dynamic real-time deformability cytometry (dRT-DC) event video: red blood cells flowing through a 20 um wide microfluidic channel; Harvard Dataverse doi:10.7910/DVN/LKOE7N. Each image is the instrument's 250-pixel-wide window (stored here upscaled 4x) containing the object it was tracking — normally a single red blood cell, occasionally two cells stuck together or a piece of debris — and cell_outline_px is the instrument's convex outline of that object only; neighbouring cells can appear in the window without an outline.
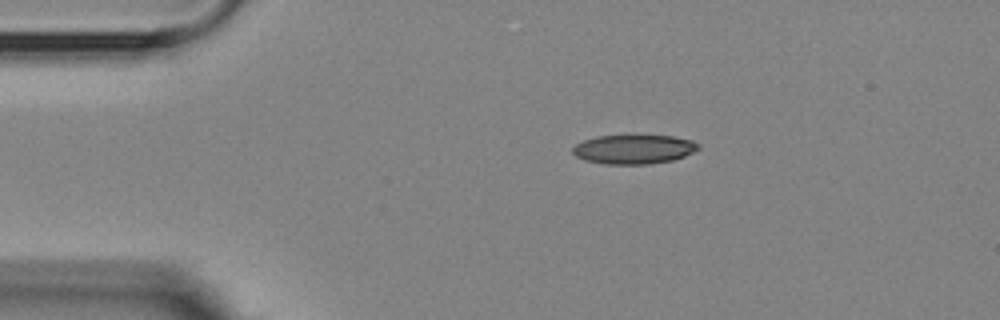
{"species": "Egyptian fruit bat (a non-hibernating species)", "species_latin": "Rousettus aegyptiacus", "temperature_condition": "room temperature", "stored_images_in_passage": 2, "camera_frame_rate_fps": 3000, "um_per_image_px": 0.085, "animal": {"sex": "female"}, "frame": {"image": 1, "passage_image": 1, "time_ms": 0.0, "image_size_px": [1000, 320], "cell_outline_px": [[700, 148], [684, 156], [672, 160], [648, 164], [604, 164], [584, 160], [576, 156], [572, 152], [572, 148], [576, 144], [584, 140], [596, 136], [672, 136], [692, 140], [700, 144]], "centroid_in_image_um": [53.86, 12.69], "position_along_channel_um": 31.1, "area_um2": 21.27}}